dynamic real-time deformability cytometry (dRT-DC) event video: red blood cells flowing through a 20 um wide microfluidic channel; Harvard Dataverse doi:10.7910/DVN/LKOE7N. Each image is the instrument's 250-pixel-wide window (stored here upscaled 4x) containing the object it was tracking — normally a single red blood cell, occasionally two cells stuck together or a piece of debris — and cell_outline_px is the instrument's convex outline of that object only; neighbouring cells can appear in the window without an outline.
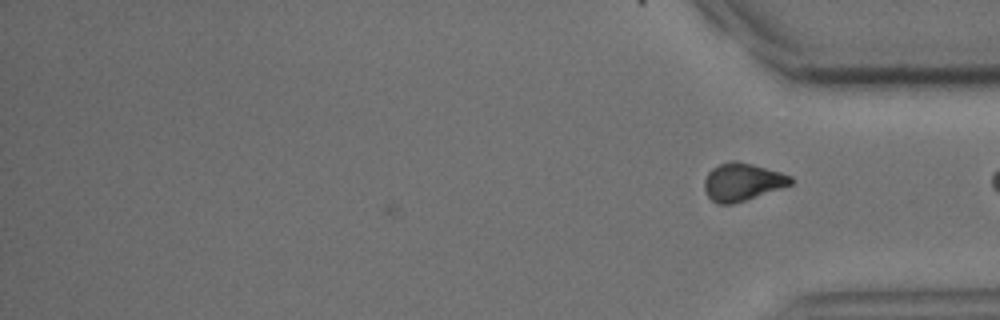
{"species": "common noctule bat (a hibernating species)", "species_latin": "Nyctalus noctula", "temperature_condition": "cold", "stored_images_in_passage": 34, "camera_frame_rate_fps": 3000, "um_per_image_px": 0.085, "animal": {"sex": "male", "body_mass_g": 15.6}, "frame": {"image": 1, "passage_image": 34, "time_ms": 11.0, "image_size_px": [1000, 320], "cell_outline_px": [[792, 184], [732, 204], [716, 204], [708, 196], [704, 188], [704, 180], [708, 172], [712, 168], [720, 164], [732, 160], [736, 160], [752, 164], [780, 172], [792, 176]], "centroid_in_image_um": [63.06, 15.45], "position_along_channel_um": 372.1, "area_um2": 18.73}, "authors_computed_cell_mechanics": {"area_um2": 20.7213, "velocity_mm_per_s": 4.0373, "shape_relaxation_time_tau1_ms": 3.3232, "shape_relaxation_time_tau2_ms": null, "deformation_change_tau1": 0.0966, "deformation_change_tau2": null}}